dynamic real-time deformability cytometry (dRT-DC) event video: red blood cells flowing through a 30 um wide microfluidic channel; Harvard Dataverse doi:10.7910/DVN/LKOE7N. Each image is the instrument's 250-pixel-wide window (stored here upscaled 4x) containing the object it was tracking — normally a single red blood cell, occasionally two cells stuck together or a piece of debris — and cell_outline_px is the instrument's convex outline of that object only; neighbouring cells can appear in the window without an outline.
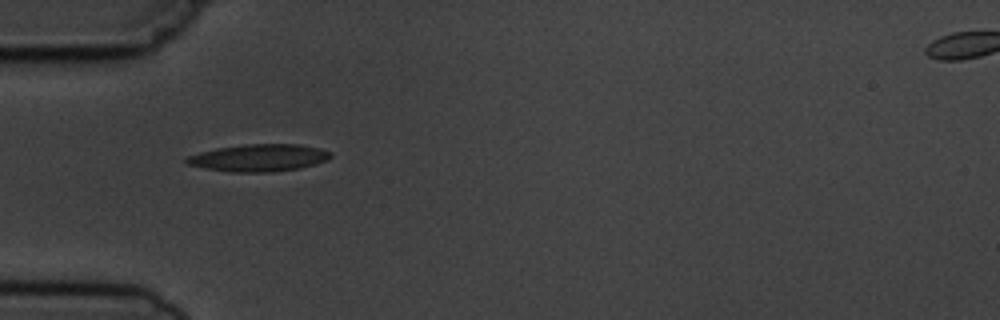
{"species": "common noctule bat (a hibernating species)", "species_latin": "Nyctalus noctula", "temperature_condition": "cold", "stored_images_in_passage": 2, "camera_frame_rate_fps": 3000, "um_per_image_px": 0.085, "animal": {"sex": "male", "body_mass_g": 19.5, "forearm_length_mm": 54.6}, "frame": {"image": 1, "passage_image": 1, "time_ms": 0.0, "image_size_px": [1000, 320], "cell_outline_px": [[332, 156], [328, 160], [316, 164], [300, 168], [272, 172], [232, 172], [208, 168], [188, 164], [184, 160], [188, 156], [200, 152], [216, 148], [244, 144], [300, 144], [320, 148], [332, 152]], "centroid_in_image_um": [22.07, 13.4], "position_along_channel_um": 62.9, "area_um2": 22.89}}
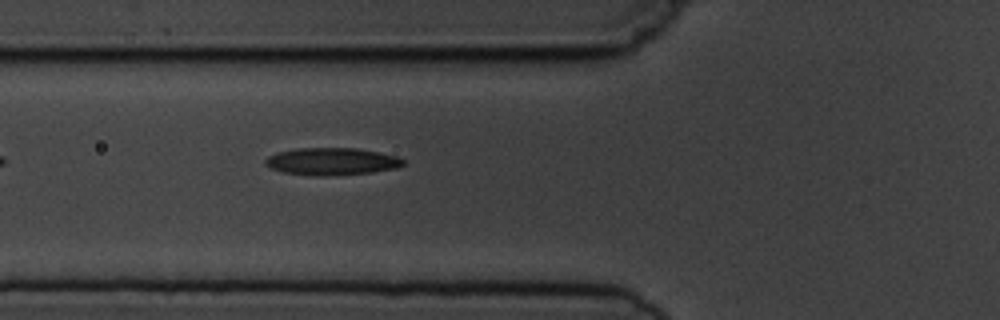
{"frame": {"image": 2, "passage_image": 2, "time_ms": 1.0, "image_size_px": [1000, 320], "cell_outline_px": [[404, 164], [396, 168], [372, 172], [324, 176], [316, 176], [284, 172], [272, 168], [264, 164], [264, 160], [268, 156], [276, 152], [296, 148], [356, 148], [380, 152], [396, 156], [404, 160]], "centroid_in_image_um": [28.18, 13.71], "position_along_channel_um": 97.6, "area_um2": 21.91}}